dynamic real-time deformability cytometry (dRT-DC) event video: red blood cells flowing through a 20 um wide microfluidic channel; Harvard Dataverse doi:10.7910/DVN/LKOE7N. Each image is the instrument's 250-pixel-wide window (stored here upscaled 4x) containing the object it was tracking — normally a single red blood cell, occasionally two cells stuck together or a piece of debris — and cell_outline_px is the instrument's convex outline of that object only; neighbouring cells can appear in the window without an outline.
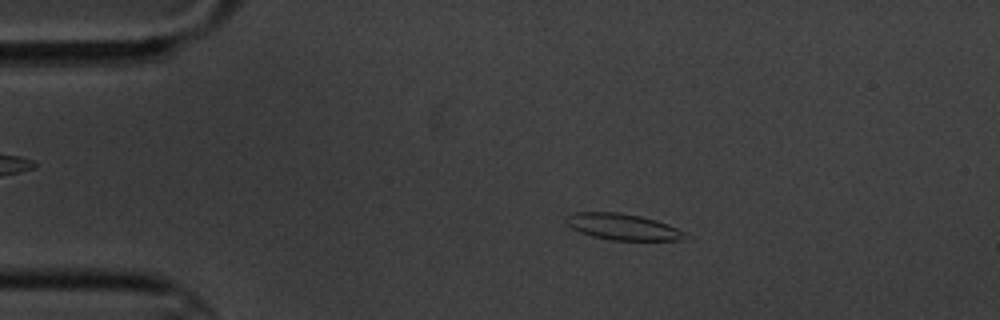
{"species": "common noctule bat (a hibernating species)", "species_latin": "Nyctalus noctula", "temperature_condition": "cold", "stored_images_in_passage": 9, "camera_frame_rate_fps": 3000, "um_per_image_px": 0.085, "animal": {"sex": "male", "body_mass_g": 20.1, "forearm_length_mm": 53.5}, "frame": {"image": 1, "passage_image": 3, "time_ms": 2.333, "image_size_px": [1000, 320], "cell_outline_px": [[688, 240], [612, 240], [592, 236], [580, 232], [572, 228], [564, 220], [572, 212], [620, 212], [640, 216], [656, 220], [668, 224], [684, 232]], "centroid_in_image_um": [52.93, 19.27], "position_along_channel_um": 32.1, "area_um2": 18.15}}
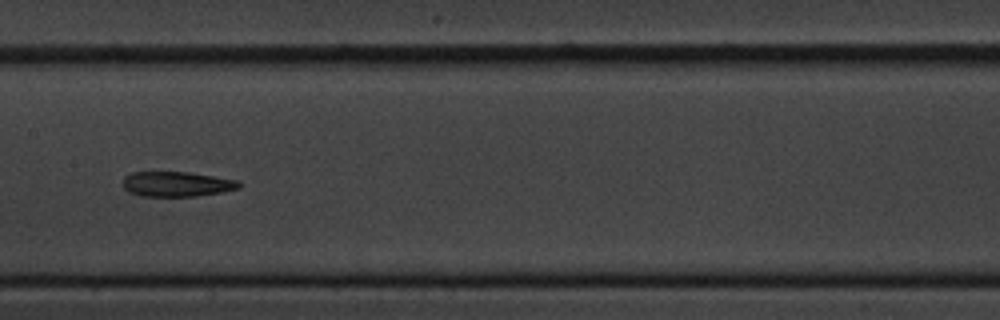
{"frame": {"image": 2, "passage_image": 8, "time_ms": 8.333, "image_size_px": [1000, 320], "cell_outline_px": [[240, 188], [224, 192], [196, 196], [140, 196], [128, 192], [124, 188], [124, 176], [132, 172], [188, 172], [236, 180], [240, 184]], "centroid_in_image_um": [15.0, 15.65], "position_along_channel_um": 192.4, "area_um2": 16.88}}
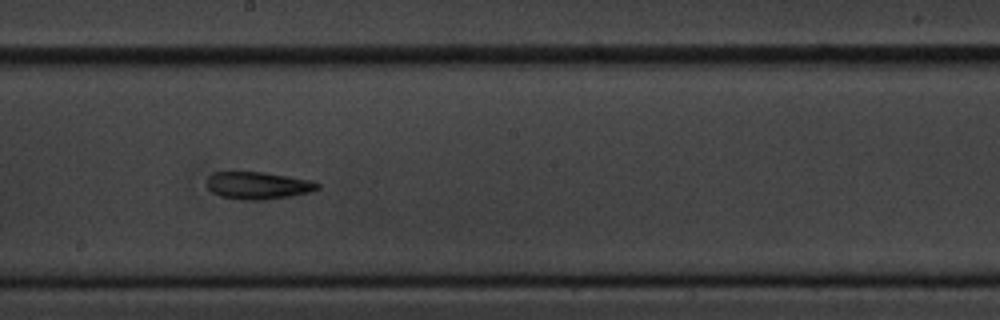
{"frame": {"image": 3, "passage_image": 9, "time_ms": 9.333, "image_size_px": [1000, 320], "cell_outline_px": [[320, 188], [312, 192], [292, 196], [264, 200], [240, 200], [220, 196], [212, 192], [204, 184], [208, 176], [212, 172], [264, 172], [312, 180], [320, 184]], "centroid_in_image_um": [21.92, 15.77], "position_along_channel_um": 226.3, "area_um2": 18.03}}